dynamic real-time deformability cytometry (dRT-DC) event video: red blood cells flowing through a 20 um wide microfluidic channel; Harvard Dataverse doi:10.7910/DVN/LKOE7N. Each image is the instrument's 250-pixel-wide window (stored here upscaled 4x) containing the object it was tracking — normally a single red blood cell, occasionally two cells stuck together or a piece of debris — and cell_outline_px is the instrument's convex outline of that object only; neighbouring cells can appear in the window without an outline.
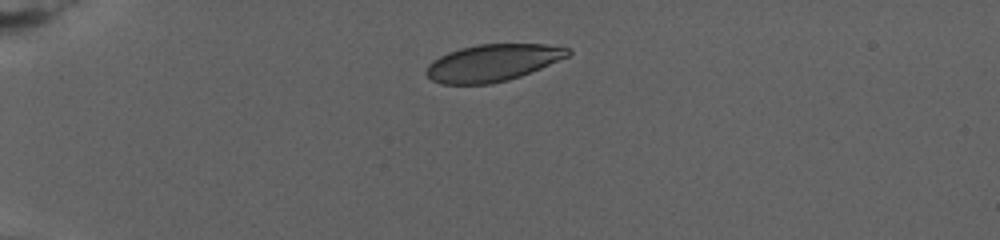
{"species": "human", "species_latin": "Homo sapiens", "temperature_condition": "warm", "stored_images_in_passage": 47, "camera_frame_rate_fps": 3000, "um_per_image_px": 0.085, "donor": {"sex": "female"}, "frame": {"image": 1, "passage_image": 1, "time_ms": 0.0, "image_size_px": [1000, 240], "cell_outline_px": [[572, 52], [568, 56], [540, 68], [520, 76], [508, 80], [492, 84], [440, 84], [432, 80], [424, 72], [428, 64], [432, 60], [448, 52], [460, 48], [476, 44], [544, 44], [572, 48]], "centroid_in_image_um": [41.85, 5.33], "position_along_channel_um": 43.1, "area_um2": 30.63}}
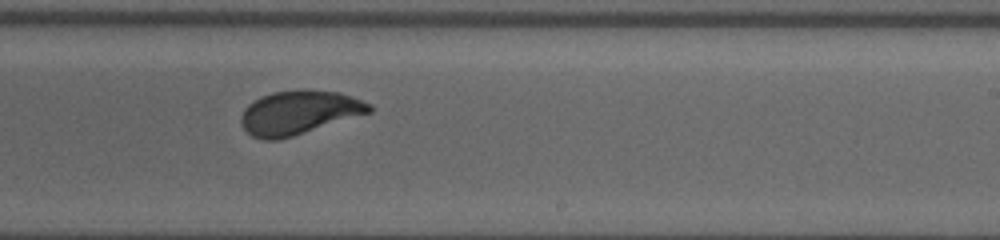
{"frame": {"image": 2, "passage_image": 24, "time_ms": 10.333, "image_size_px": [1000, 240], "cell_outline_px": [[372, 112], [292, 136], [276, 140], [264, 140], [252, 136], [244, 128], [240, 120], [240, 116], [244, 108], [248, 104], [272, 92], [340, 92], [352, 96], [372, 104]], "centroid_in_image_um": [25.41, 9.6], "position_along_channel_um": 263.6, "area_um2": 31.85}}
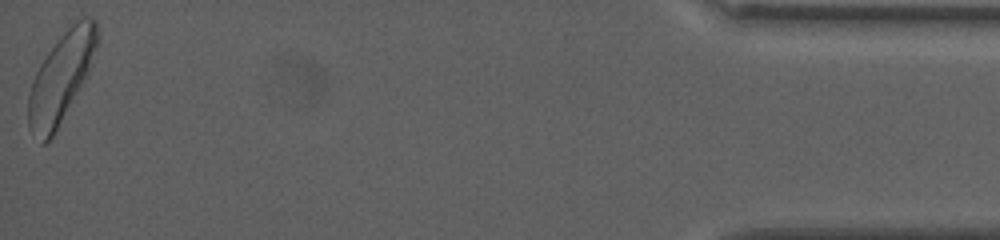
{"frame": {"image": 3, "passage_image": 47, "time_ms": 19.667, "image_size_px": [1000, 240], "cell_outline_px": [[100, 36], [96, 48], [88, 68], [80, 84], [52, 136], [44, 144], [40, 144], [28, 128], [28, 92], [32, 80], [40, 64], [48, 52], [64, 32], [72, 24], [80, 20], [96, 20]], "centroid_in_image_um": [5.13, 6.62], "position_along_channel_um": 430.1, "area_um2": 34.39}, "authors_computed_cell_mechanics": {"area_um2": 32.7726, "velocity_mm_per_s": 2.6281, "shape_relaxation_time_tau1_ms": 3.8081, "shape_relaxation_time_tau2_ms": null, "deformation_change_tau1": 0.1469, "deformation_change_tau2": null}}